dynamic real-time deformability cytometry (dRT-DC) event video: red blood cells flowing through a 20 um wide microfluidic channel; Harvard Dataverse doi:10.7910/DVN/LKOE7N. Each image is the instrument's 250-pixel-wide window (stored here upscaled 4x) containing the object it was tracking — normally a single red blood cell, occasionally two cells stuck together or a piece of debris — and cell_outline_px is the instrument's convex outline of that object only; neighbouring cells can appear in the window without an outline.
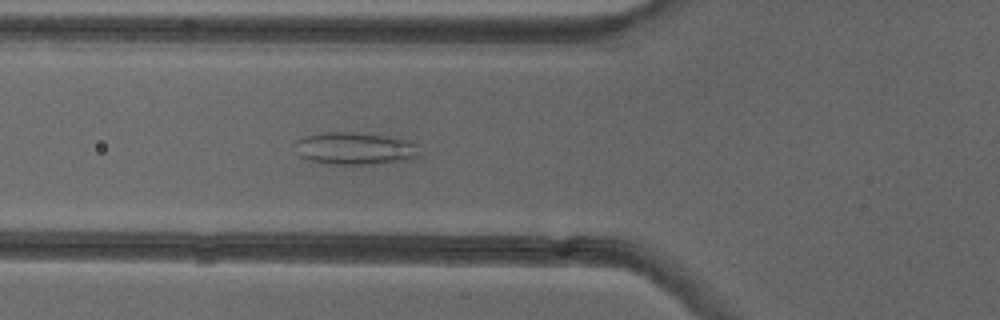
{"species": "common noctule bat (a hibernating species)", "species_latin": "Nyctalus noctula", "temperature_condition": "cold", "stored_images_in_passage": 51, "camera_frame_rate_fps": 3000, "um_per_image_px": 0.085, "animal": {"sex": "female"}, "frame": {"image": 1, "passage_image": 18, "time_ms": 5.667, "image_size_px": [1000, 320], "cell_outline_px": [[416, 156], [412, 160], [380, 164], [320, 164], [308, 160], [300, 156], [296, 140], [308, 136], [324, 132], [348, 132], [384, 136], [408, 140], [416, 144]], "centroid_in_image_um": [30.17, 12.65], "position_along_channel_um": 95.6, "area_um2": 23.24}}
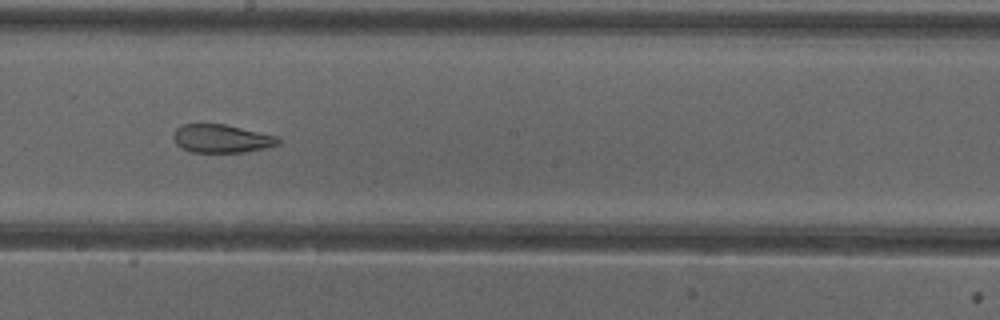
{"frame": {"image": 2, "passage_image": 28, "time_ms": 9.0, "image_size_px": [1000, 320], "cell_outline_px": [[280, 144], [264, 148], [244, 152], [192, 152], [180, 148], [176, 144], [172, 136], [176, 128], [180, 124], [224, 124], [276, 136], [280, 140]], "centroid_in_image_um": [18.78, 11.78], "position_along_channel_um": 229.4, "area_um2": 17.22}}
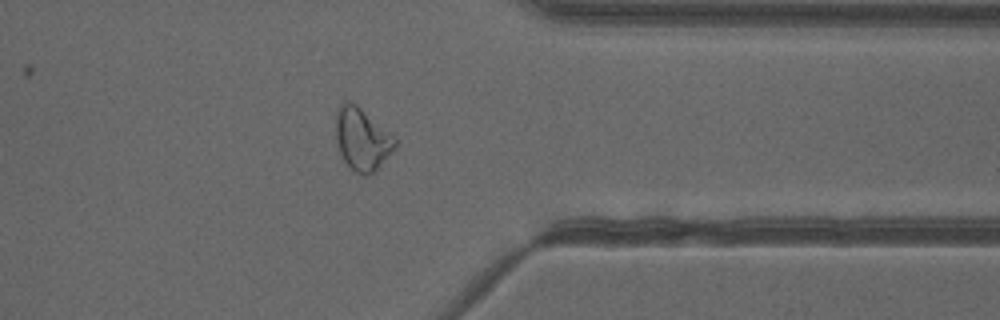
{"frame": {"image": 3, "passage_image": 40, "time_ms": 13.0, "image_size_px": [1000, 320], "cell_outline_px": [[396, 148], [372, 172], [364, 176], [356, 172], [344, 160], [340, 152], [336, 140], [336, 112], [340, 104], [348, 100], [356, 104], [396, 136]], "centroid_in_image_um": [30.78, 11.79], "position_along_channel_um": 380.6, "area_um2": 21.39}, "authors_computed_cell_mechanics": {"area_um2": 23.5246, "velocity_mm_per_s": 3.9793, "shape_relaxation_time_tau1_ms": null, "shape_relaxation_time_tau2_ms": 2.1587, "deformation_change_tau1": null, "deformation_change_tau2": 0.0944}}